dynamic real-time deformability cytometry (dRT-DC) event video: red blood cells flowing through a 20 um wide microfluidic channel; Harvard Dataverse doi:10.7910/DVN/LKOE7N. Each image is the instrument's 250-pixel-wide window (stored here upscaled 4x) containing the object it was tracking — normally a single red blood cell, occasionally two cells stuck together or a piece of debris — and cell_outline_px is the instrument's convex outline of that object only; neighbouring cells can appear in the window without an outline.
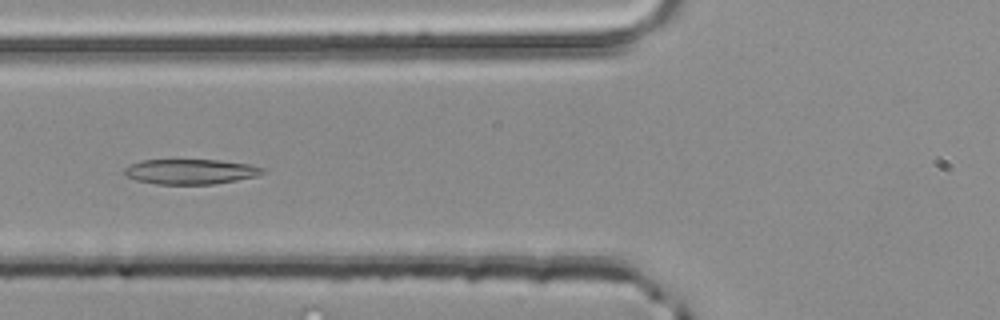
{"species": "common noctule bat (a hibernating species)", "species_latin": "Nyctalus noctula", "temperature_condition": "room temperature", "stored_images_in_passage": 50, "camera_frame_rate_fps": 3000, "um_per_image_px": 0.085, "animal": {"sex": "male", "body_mass_g": 20.4}, "frame": {"image": 1, "passage_image": 19, "time_ms": 6.0, "image_size_px": [1000, 320], "cell_outline_px": [[268, 172], [256, 176], [236, 180], [212, 184], [156, 184], [136, 180], [124, 176], [124, 168], [132, 164], [144, 160], [220, 160], [248, 164], [264, 168]], "centroid_in_image_um": [16.2, 14.59], "position_along_channel_um": 109.6, "area_um2": 20.17}}
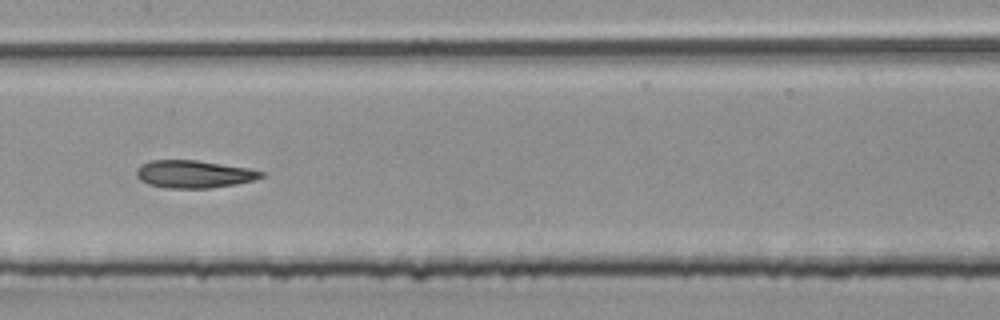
{"frame": {"image": 2, "passage_image": 25, "time_ms": 8.0, "image_size_px": [1000, 320], "cell_outline_px": [[264, 176], [252, 180], [236, 184], [212, 188], [164, 188], [148, 184], [140, 180], [136, 176], [136, 172], [144, 164], [152, 160], [196, 160], [248, 168], [264, 172]], "centroid_in_image_um": [16.49, 14.81], "position_along_channel_um": 190.9, "area_um2": 19.88}}
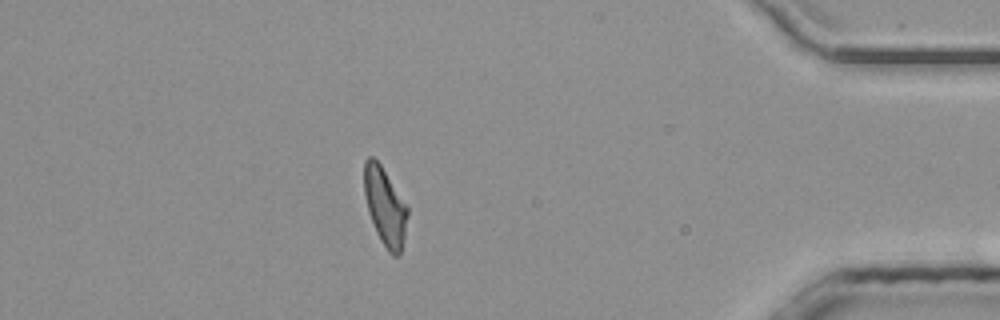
{"frame": {"image": 3, "passage_image": 44, "time_ms": 14.333, "image_size_px": [1000, 320], "cell_outline_px": [[408, 216], [404, 236], [400, 252], [396, 256], [392, 256], [388, 252], [380, 240], [376, 232], [368, 212], [364, 196], [364, 160], [368, 156], [372, 156], [380, 164], [408, 204]], "centroid_in_image_um": [32.72, 17.53], "position_along_channel_um": 402.5, "area_um2": 19.88}, "authors_computed_cell_mechanics": {"area_um2": 20.3167, "velocity_mm_per_s": 4.0485, "shape_relaxation_time_tau1_ms": 8.6384, "shape_relaxation_time_tau2_ms": 2.5906, "deformation_change_tau1": 0.2089, "deformation_change_tau2": 0.1027}}